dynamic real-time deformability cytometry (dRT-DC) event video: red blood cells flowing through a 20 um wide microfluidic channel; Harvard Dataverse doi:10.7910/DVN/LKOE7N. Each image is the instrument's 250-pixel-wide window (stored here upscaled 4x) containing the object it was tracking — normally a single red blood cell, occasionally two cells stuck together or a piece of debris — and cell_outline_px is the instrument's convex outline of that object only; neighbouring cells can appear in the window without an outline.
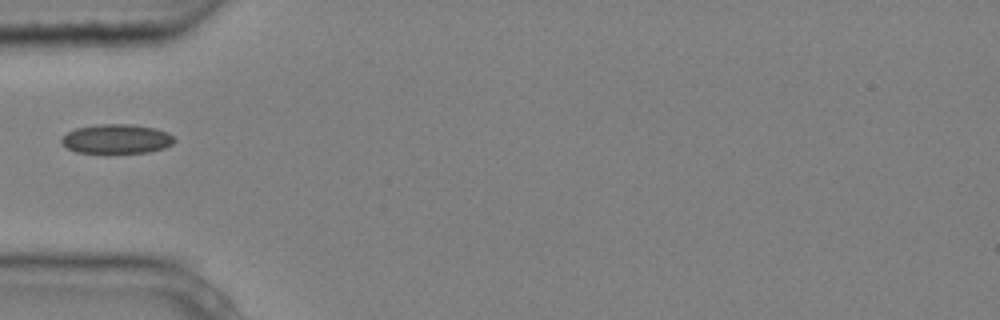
{"species": "common noctule bat (a hibernating species)", "species_latin": "Nyctalus noctula", "temperature_condition": "cold", "stored_images_in_passage": 6, "camera_frame_rate_fps": 3000, "um_per_image_px": 0.085, "animal": {"sex": "male", "body_mass_g": 20.4}, "frame": {"image": 1, "passage_image": 5, "time_ms": 1.333, "image_size_px": [1000, 320], "cell_outline_px": [[176, 140], [172, 144], [164, 148], [148, 152], [76, 152], [60, 144], [60, 140], [68, 132], [76, 128], [96, 124], [132, 124], [156, 128], [168, 132]], "centroid_in_image_um": [9.91, 11.79], "position_along_channel_um": 75.1, "area_um2": 19.25}}
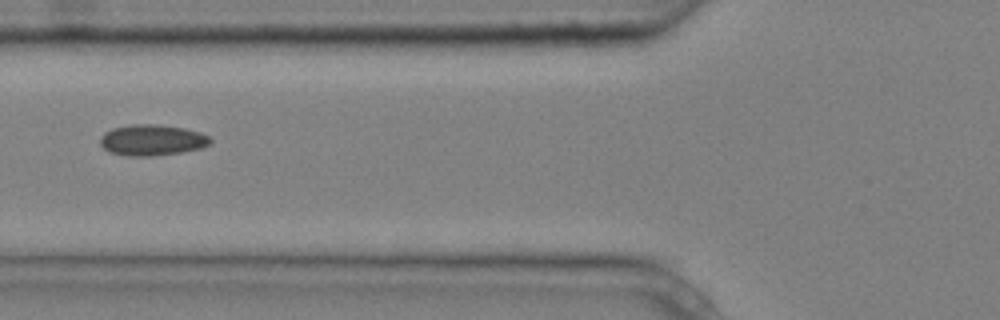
{"frame": {"image": 2, "passage_image": 6, "time_ms": 1.667, "image_size_px": [1000, 320], "cell_outline_px": [[212, 144], [200, 148], [180, 152], [152, 156], [128, 156], [108, 152], [100, 144], [100, 136], [104, 132], [112, 128], [132, 124], [156, 124], [184, 128], [200, 132], [208, 136], [212, 140]], "centroid_in_image_um": [12.91, 11.9], "position_along_channel_um": 112.9, "area_um2": 20.0}}